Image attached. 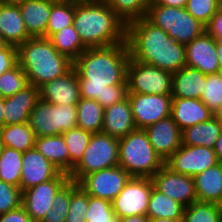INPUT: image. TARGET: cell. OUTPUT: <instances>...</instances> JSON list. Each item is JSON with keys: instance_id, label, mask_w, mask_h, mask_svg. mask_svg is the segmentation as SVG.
I'll return each instance as SVG.
<instances>
[{"instance_id": "cell-31", "label": "cell", "mask_w": 222, "mask_h": 222, "mask_svg": "<svg viewBox=\"0 0 222 222\" xmlns=\"http://www.w3.org/2000/svg\"><path fill=\"white\" fill-rule=\"evenodd\" d=\"M104 107L94 99L81 98L77 103V126L91 133L102 132Z\"/></svg>"}, {"instance_id": "cell-46", "label": "cell", "mask_w": 222, "mask_h": 222, "mask_svg": "<svg viewBox=\"0 0 222 222\" xmlns=\"http://www.w3.org/2000/svg\"><path fill=\"white\" fill-rule=\"evenodd\" d=\"M17 63L16 46L6 45L0 50V75L13 68Z\"/></svg>"}, {"instance_id": "cell-48", "label": "cell", "mask_w": 222, "mask_h": 222, "mask_svg": "<svg viewBox=\"0 0 222 222\" xmlns=\"http://www.w3.org/2000/svg\"><path fill=\"white\" fill-rule=\"evenodd\" d=\"M206 31L215 39L222 40V7L211 18L210 23L206 26Z\"/></svg>"}, {"instance_id": "cell-52", "label": "cell", "mask_w": 222, "mask_h": 222, "mask_svg": "<svg viewBox=\"0 0 222 222\" xmlns=\"http://www.w3.org/2000/svg\"><path fill=\"white\" fill-rule=\"evenodd\" d=\"M216 51L219 62V72L222 73V40L216 39Z\"/></svg>"}, {"instance_id": "cell-8", "label": "cell", "mask_w": 222, "mask_h": 222, "mask_svg": "<svg viewBox=\"0 0 222 222\" xmlns=\"http://www.w3.org/2000/svg\"><path fill=\"white\" fill-rule=\"evenodd\" d=\"M118 147L119 139L103 132L92 133L83 158L69 174L70 180L79 182L89 173L117 166Z\"/></svg>"}, {"instance_id": "cell-53", "label": "cell", "mask_w": 222, "mask_h": 222, "mask_svg": "<svg viewBox=\"0 0 222 222\" xmlns=\"http://www.w3.org/2000/svg\"><path fill=\"white\" fill-rule=\"evenodd\" d=\"M0 124L4 126V98L0 95Z\"/></svg>"}, {"instance_id": "cell-32", "label": "cell", "mask_w": 222, "mask_h": 222, "mask_svg": "<svg viewBox=\"0 0 222 222\" xmlns=\"http://www.w3.org/2000/svg\"><path fill=\"white\" fill-rule=\"evenodd\" d=\"M49 40L59 53L66 55L72 61L87 49L80 40L78 32L73 25L54 33Z\"/></svg>"}, {"instance_id": "cell-36", "label": "cell", "mask_w": 222, "mask_h": 222, "mask_svg": "<svg viewBox=\"0 0 222 222\" xmlns=\"http://www.w3.org/2000/svg\"><path fill=\"white\" fill-rule=\"evenodd\" d=\"M75 4L54 3L51 7L49 21L46 29V38H50L61 29L73 25Z\"/></svg>"}, {"instance_id": "cell-45", "label": "cell", "mask_w": 222, "mask_h": 222, "mask_svg": "<svg viewBox=\"0 0 222 222\" xmlns=\"http://www.w3.org/2000/svg\"><path fill=\"white\" fill-rule=\"evenodd\" d=\"M128 97L127 81L122 84L109 85L104 93L103 107L106 108Z\"/></svg>"}, {"instance_id": "cell-42", "label": "cell", "mask_w": 222, "mask_h": 222, "mask_svg": "<svg viewBox=\"0 0 222 222\" xmlns=\"http://www.w3.org/2000/svg\"><path fill=\"white\" fill-rule=\"evenodd\" d=\"M220 7V0H188L185 9L196 20L207 26Z\"/></svg>"}, {"instance_id": "cell-38", "label": "cell", "mask_w": 222, "mask_h": 222, "mask_svg": "<svg viewBox=\"0 0 222 222\" xmlns=\"http://www.w3.org/2000/svg\"><path fill=\"white\" fill-rule=\"evenodd\" d=\"M72 195V180H69L56 194L49 209L41 222H66Z\"/></svg>"}, {"instance_id": "cell-9", "label": "cell", "mask_w": 222, "mask_h": 222, "mask_svg": "<svg viewBox=\"0 0 222 222\" xmlns=\"http://www.w3.org/2000/svg\"><path fill=\"white\" fill-rule=\"evenodd\" d=\"M126 81L128 93L171 95L172 73L130 57Z\"/></svg>"}, {"instance_id": "cell-19", "label": "cell", "mask_w": 222, "mask_h": 222, "mask_svg": "<svg viewBox=\"0 0 222 222\" xmlns=\"http://www.w3.org/2000/svg\"><path fill=\"white\" fill-rule=\"evenodd\" d=\"M154 151L165 162L182 144L181 130L171 116L144 129Z\"/></svg>"}, {"instance_id": "cell-2", "label": "cell", "mask_w": 222, "mask_h": 222, "mask_svg": "<svg viewBox=\"0 0 222 222\" xmlns=\"http://www.w3.org/2000/svg\"><path fill=\"white\" fill-rule=\"evenodd\" d=\"M126 41L130 57L136 61L175 73L186 66V46L145 17L127 24Z\"/></svg>"}, {"instance_id": "cell-50", "label": "cell", "mask_w": 222, "mask_h": 222, "mask_svg": "<svg viewBox=\"0 0 222 222\" xmlns=\"http://www.w3.org/2000/svg\"><path fill=\"white\" fill-rule=\"evenodd\" d=\"M119 222H149V218L146 215H133L120 218Z\"/></svg>"}, {"instance_id": "cell-49", "label": "cell", "mask_w": 222, "mask_h": 222, "mask_svg": "<svg viewBox=\"0 0 222 222\" xmlns=\"http://www.w3.org/2000/svg\"><path fill=\"white\" fill-rule=\"evenodd\" d=\"M188 0H151L150 4H159L168 7L185 8Z\"/></svg>"}, {"instance_id": "cell-1", "label": "cell", "mask_w": 222, "mask_h": 222, "mask_svg": "<svg viewBox=\"0 0 222 222\" xmlns=\"http://www.w3.org/2000/svg\"><path fill=\"white\" fill-rule=\"evenodd\" d=\"M129 59L127 41L83 51L73 61L80 97L94 99L103 107L107 86L122 84L126 80Z\"/></svg>"}, {"instance_id": "cell-6", "label": "cell", "mask_w": 222, "mask_h": 222, "mask_svg": "<svg viewBox=\"0 0 222 222\" xmlns=\"http://www.w3.org/2000/svg\"><path fill=\"white\" fill-rule=\"evenodd\" d=\"M145 18L168 33L177 43L185 46L206 31V26L185 8L149 4Z\"/></svg>"}, {"instance_id": "cell-12", "label": "cell", "mask_w": 222, "mask_h": 222, "mask_svg": "<svg viewBox=\"0 0 222 222\" xmlns=\"http://www.w3.org/2000/svg\"><path fill=\"white\" fill-rule=\"evenodd\" d=\"M131 176L119 165L85 175L78 183L90 196L113 201Z\"/></svg>"}, {"instance_id": "cell-27", "label": "cell", "mask_w": 222, "mask_h": 222, "mask_svg": "<svg viewBox=\"0 0 222 222\" xmlns=\"http://www.w3.org/2000/svg\"><path fill=\"white\" fill-rule=\"evenodd\" d=\"M222 123L212 117L206 122L197 123L181 131V144L190 146H205L214 149L220 135Z\"/></svg>"}, {"instance_id": "cell-37", "label": "cell", "mask_w": 222, "mask_h": 222, "mask_svg": "<svg viewBox=\"0 0 222 222\" xmlns=\"http://www.w3.org/2000/svg\"><path fill=\"white\" fill-rule=\"evenodd\" d=\"M182 222H222L218 204L193 202L184 209Z\"/></svg>"}, {"instance_id": "cell-10", "label": "cell", "mask_w": 222, "mask_h": 222, "mask_svg": "<svg viewBox=\"0 0 222 222\" xmlns=\"http://www.w3.org/2000/svg\"><path fill=\"white\" fill-rule=\"evenodd\" d=\"M153 186L151 178L131 177L112 201L114 213L119 219L133 215H146Z\"/></svg>"}, {"instance_id": "cell-7", "label": "cell", "mask_w": 222, "mask_h": 222, "mask_svg": "<svg viewBox=\"0 0 222 222\" xmlns=\"http://www.w3.org/2000/svg\"><path fill=\"white\" fill-rule=\"evenodd\" d=\"M28 124L36 137L61 135L77 127V105H54L39 99L28 117Z\"/></svg>"}, {"instance_id": "cell-17", "label": "cell", "mask_w": 222, "mask_h": 222, "mask_svg": "<svg viewBox=\"0 0 222 222\" xmlns=\"http://www.w3.org/2000/svg\"><path fill=\"white\" fill-rule=\"evenodd\" d=\"M186 66L205 75L219 73L216 39L207 31L186 45Z\"/></svg>"}, {"instance_id": "cell-20", "label": "cell", "mask_w": 222, "mask_h": 222, "mask_svg": "<svg viewBox=\"0 0 222 222\" xmlns=\"http://www.w3.org/2000/svg\"><path fill=\"white\" fill-rule=\"evenodd\" d=\"M39 99V88L30 84L13 96L4 98V126L28 122Z\"/></svg>"}, {"instance_id": "cell-25", "label": "cell", "mask_w": 222, "mask_h": 222, "mask_svg": "<svg viewBox=\"0 0 222 222\" xmlns=\"http://www.w3.org/2000/svg\"><path fill=\"white\" fill-rule=\"evenodd\" d=\"M53 4L47 0H27L19 5L28 35L31 38H46V29Z\"/></svg>"}, {"instance_id": "cell-55", "label": "cell", "mask_w": 222, "mask_h": 222, "mask_svg": "<svg viewBox=\"0 0 222 222\" xmlns=\"http://www.w3.org/2000/svg\"><path fill=\"white\" fill-rule=\"evenodd\" d=\"M213 117L222 123V104H220V106L214 110Z\"/></svg>"}, {"instance_id": "cell-34", "label": "cell", "mask_w": 222, "mask_h": 222, "mask_svg": "<svg viewBox=\"0 0 222 222\" xmlns=\"http://www.w3.org/2000/svg\"><path fill=\"white\" fill-rule=\"evenodd\" d=\"M63 139L68 147L69 157H70V173L73 168L80 162L83 158L85 149L87 148L92 133L81 129L80 127L71 128L65 131L63 134Z\"/></svg>"}, {"instance_id": "cell-29", "label": "cell", "mask_w": 222, "mask_h": 222, "mask_svg": "<svg viewBox=\"0 0 222 222\" xmlns=\"http://www.w3.org/2000/svg\"><path fill=\"white\" fill-rule=\"evenodd\" d=\"M0 137L4 147L22 153L35 147L36 135L28 122L2 126Z\"/></svg>"}, {"instance_id": "cell-4", "label": "cell", "mask_w": 222, "mask_h": 222, "mask_svg": "<svg viewBox=\"0 0 222 222\" xmlns=\"http://www.w3.org/2000/svg\"><path fill=\"white\" fill-rule=\"evenodd\" d=\"M18 64L35 87L61 77L73 68V61L59 53L48 38H29L17 47Z\"/></svg>"}, {"instance_id": "cell-13", "label": "cell", "mask_w": 222, "mask_h": 222, "mask_svg": "<svg viewBox=\"0 0 222 222\" xmlns=\"http://www.w3.org/2000/svg\"><path fill=\"white\" fill-rule=\"evenodd\" d=\"M128 99L137 129L171 116V95L128 93Z\"/></svg>"}, {"instance_id": "cell-58", "label": "cell", "mask_w": 222, "mask_h": 222, "mask_svg": "<svg viewBox=\"0 0 222 222\" xmlns=\"http://www.w3.org/2000/svg\"><path fill=\"white\" fill-rule=\"evenodd\" d=\"M7 44L4 42V40L2 39V36L0 35V50L5 47Z\"/></svg>"}, {"instance_id": "cell-5", "label": "cell", "mask_w": 222, "mask_h": 222, "mask_svg": "<svg viewBox=\"0 0 222 222\" xmlns=\"http://www.w3.org/2000/svg\"><path fill=\"white\" fill-rule=\"evenodd\" d=\"M118 155V165L131 177L151 178L165 164L144 129H136L119 139Z\"/></svg>"}, {"instance_id": "cell-60", "label": "cell", "mask_w": 222, "mask_h": 222, "mask_svg": "<svg viewBox=\"0 0 222 222\" xmlns=\"http://www.w3.org/2000/svg\"><path fill=\"white\" fill-rule=\"evenodd\" d=\"M218 207H219L220 215L222 218V200L218 203Z\"/></svg>"}, {"instance_id": "cell-33", "label": "cell", "mask_w": 222, "mask_h": 222, "mask_svg": "<svg viewBox=\"0 0 222 222\" xmlns=\"http://www.w3.org/2000/svg\"><path fill=\"white\" fill-rule=\"evenodd\" d=\"M23 153L3 147L0 154V180L20 188Z\"/></svg>"}, {"instance_id": "cell-14", "label": "cell", "mask_w": 222, "mask_h": 222, "mask_svg": "<svg viewBox=\"0 0 222 222\" xmlns=\"http://www.w3.org/2000/svg\"><path fill=\"white\" fill-rule=\"evenodd\" d=\"M217 164L214 149L205 146L181 145L166 161L172 171L194 177Z\"/></svg>"}, {"instance_id": "cell-39", "label": "cell", "mask_w": 222, "mask_h": 222, "mask_svg": "<svg viewBox=\"0 0 222 222\" xmlns=\"http://www.w3.org/2000/svg\"><path fill=\"white\" fill-rule=\"evenodd\" d=\"M28 85L27 76L18 63L13 68L0 75V95L3 98L13 96Z\"/></svg>"}, {"instance_id": "cell-15", "label": "cell", "mask_w": 222, "mask_h": 222, "mask_svg": "<svg viewBox=\"0 0 222 222\" xmlns=\"http://www.w3.org/2000/svg\"><path fill=\"white\" fill-rule=\"evenodd\" d=\"M154 187L185 208L197 201L194 178L172 171L165 164L151 177Z\"/></svg>"}, {"instance_id": "cell-24", "label": "cell", "mask_w": 222, "mask_h": 222, "mask_svg": "<svg viewBox=\"0 0 222 222\" xmlns=\"http://www.w3.org/2000/svg\"><path fill=\"white\" fill-rule=\"evenodd\" d=\"M206 78L200 70L188 66L172 73V98L201 99Z\"/></svg>"}, {"instance_id": "cell-28", "label": "cell", "mask_w": 222, "mask_h": 222, "mask_svg": "<svg viewBox=\"0 0 222 222\" xmlns=\"http://www.w3.org/2000/svg\"><path fill=\"white\" fill-rule=\"evenodd\" d=\"M35 148L62 172L70 174V157L62 134L36 137Z\"/></svg>"}, {"instance_id": "cell-21", "label": "cell", "mask_w": 222, "mask_h": 222, "mask_svg": "<svg viewBox=\"0 0 222 222\" xmlns=\"http://www.w3.org/2000/svg\"><path fill=\"white\" fill-rule=\"evenodd\" d=\"M136 129L128 97L104 108L103 133L121 139Z\"/></svg>"}, {"instance_id": "cell-41", "label": "cell", "mask_w": 222, "mask_h": 222, "mask_svg": "<svg viewBox=\"0 0 222 222\" xmlns=\"http://www.w3.org/2000/svg\"><path fill=\"white\" fill-rule=\"evenodd\" d=\"M86 222H119V218L113 211L111 201L89 195Z\"/></svg>"}, {"instance_id": "cell-43", "label": "cell", "mask_w": 222, "mask_h": 222, "mask_svg": "<svg viewBox=\"0 0 222 222\" xmlns=\"http://www.w3.org/2000/svg\"><path fill=\"white\" fill-rule=\"evenodd\" d=\"M201 101L212 111L222 104V73L207 75Z\"/></svg>"}, {"instance_id": "cell-57", "label": "cell", "mask_w": 222, "mask_h": 222, "mask_svg": "<svg viewBox=\"0 0 222 222\" xmlns=\"http://www.w3.org/2000/svg\"><path fill=\"white\" fill-rule=\"evenodd\" d=\"M1 1L7 4L19 6L23 4L24 2H26L27 0H1Z\"/></svg>"}, {"instance_id": "cell-61", "label": "cell", "mask_w": 222, "mask_h": 222, "mask_svg": "<svg viewBox=\"0 0 222 222\" xmlns=\"http://www.w3.org/2000/svg\"><path fill=\"white\" fill-rule=\"evenodd\" d=\"M3 143H2V141H1V137H0V154H1V152H2V149H3Z\"/></svg>"}, {"instance_id": "cell-3", "label": "cell", "mask_w": 222, "mask_h": 222, "mask_svg": "<svg viewBox=\"0 0 222 222\" xmlns=\"http://www.w3.org/2000/svg\"><path fill=\"white\" fill-rule=\"evenodd\" d=\"M73 26L86 48L107 47L126 41V23L105 0L75 4Z\"/></svg>"}, {"instance_id": "cell-54", "label": "cell", "mask_w": 222, "mask_h": 222, "mask_svg": "<svg viewBox=\"0 0 222 222\" xmlns=\"http://www.w3.org/2000/svg\"><path fill=\"white\" fill-rule=\"evenodd\" d=\"M183 219H167V218H155L149 219V222H182Z\"/></svg>"}, {"instance_id": "cell-11", "label": "cell", "mask_w": 222, "mask_h": 222, "mask_svg": "<svg viewBox=\"0 0 222 222\" xmlns=\"http://www.w3.org/2000/svg\"><path fill=\"white\" fill-rule=\"evenodd\" d=\"M70 180L69 174L61 172L56 178L42 182L34 187L22 191L21 206L33 222H41L47 211L53 207L52 203L57 192Z\"/></svg>"}, {"instance_id": "cell-51", "label": "cell", "mask_w": 222, "mask_h": 222, "mask_svg": "<svg viewBox=\"0 0 222 222\" xmlns=\"http://www.w3.org/2000/svg\"><path fill=\"white\" fill-rule=\"evenodd\" d=\"M217 163L222 165V129L214 147Z\"/></svg>"}, {"instance_id": "cell-22", "label": "cell", "mask_w": 222, "mask_h": 222, "mask_svg": "<svg viewBox=\"0 0 222 222\" xmlns=\"http://www.w3.org/2000/svg\"><path fill=\"white\" fill-rule=\"evenodd\" d=\"M0 35L7 45L18 47L31 38L28 35L19 6L0 0Z\"/></svg>"}, {"instance_id": "cell-56", "label": "cell", "mask_w": 222, "mask_h": 222, "mask_svg": "<svg viewBox=\"0 0 222 222\" xmlns=\"http://www.w3.org/2000/svg\"><path fill=\"white\" fill-rule=\"evenodd\" d=\"M101 0H67V3L73 4H84V3H95Z\"/></svg>"}, {"instance_id": "cell-18", "label": "cell", "mask_w": 222, "mask_h": 222, "mask_svg": "<svg viewBox=\"0 0 222 222\" xmlns=\"http://www.w3.org/2000/svg\"><path fill=\"white\" fill-rule=\"evenodd\" d=\"M40 99L54 105H77L80 97L78 74L72 68L65 75L39 87Z\"/></svg>"}, {"instance_id": "cell-26", "label": "cell", "mask_w": 222, "mask_h": 222, "mask_svg": "<svg viewBox=\"0 0 222 222\" xmlns=\"http://www.w3.org/2000/svg\"><path fill=\"white\" fill-rule=\"evenodd\" d=\"M197 201L218 204L222 200V165L217 163L194 177Z\"/></svg>"}, {"instance_id": "cell-23", "label": "cell", "mask_w": 222, "mask_h": 222, "mask_svg": "<svg viewBox=\"0 0 222 222\" xmlns=\"http://www.w3.org/2000/svg\"><path fill=\"white\" fill-rule=\"evenodd\" d=\"M171 117L182 131L210 120L213 112L200 99L172 98Z\"/></svg>"}, {"instance_id": "cell-47", "label": "cell", "mask_w": 222, "mask_h": 222, "mask_svg": "<svg viewBox=\"0 0 222 222\" xmlns=\"http://www.w3.org/2000/svg\"><path fill=\"white\" fill-rule=\"evenodd\" d=\"M0 222H33L22 206L0 215Z\"/></svg>"}, {"instance_id": "cell-30", "label": "cell", "mask_w": 222, "mask_h": 222, "mask_svg": "<svg viewBox=\"0 0 222 222\" xmlns=\"http://www.w3.org/2000/svg\"><path fill=\"white\" fill-rule=\"evenodd\" d=\"M185 207L158 191L154 186L148 203L146 216L149 219H183Z\"/></svg>"}, {"instance_id": "cell-35", "label": "cell", "mask_w": 222, "mask_h": 222, "mask_svg": "<svg viewBox=\"0 0 222 222\" xmlns=\"http://www.w3.org/2000/svg\"><path fill=\"white\" fill-rule=\"evenodd\" d=\"M126 25L146 16L151 0H105Z\"/></svg>"}, {"instance_id": "cell-40", "label": "cell", "mask_w": 222, "mask_h": 222, "mask_svg": "<svg viewBox=\"0 0 222 222\" xmlns=\"http://www.w3.org/2000/svg\"><path fill=\"white\" fill-rule=\"evenodd\" d=\"M89 195L81 188L78 182L72 181V195L66 222H86Z\"/></svg>"}, {"instance_id": "cell-59", "label": "cell", "mask_w": 222, "mask_h": 222, "mask_svg": "<svg viewBox=\"0 0 222 222\" xmlns=\"http://www.w3.org/2000/svg\"><path fill=\"white\" fill-rule=\"evenodd\" d=\"M53 3H67V0H47Z\"/></svg>"}, {"instance_id": "cell-16", "label": "cell", "mask_w": 222, "mask_h": 222, "mask_svg": "<svg viewBox=\"0 0 222 222\" xmlns=\"http://www.w3.org/2000/svg\"><path fill=\"white\" fill-rule=\"evenodd\" d=\"M61 172L34 147L23 152L20 189L24 191L42 182L54 179Z\"/></svg>"}, {"instance_id": "cell-44", "label": "cell", "mask_w": 222, "mask_h": 222, "mask_svg": "<svg viewBox=\"0 0 222 222\" xmlns=\"http://www.w3.org/2000/svg\"><path fill=\"white\" fill-rule=\"evenodd\" d=\"M21 203V189L0 180V215L19 208Z\"/></svg>"}]
</instances>
